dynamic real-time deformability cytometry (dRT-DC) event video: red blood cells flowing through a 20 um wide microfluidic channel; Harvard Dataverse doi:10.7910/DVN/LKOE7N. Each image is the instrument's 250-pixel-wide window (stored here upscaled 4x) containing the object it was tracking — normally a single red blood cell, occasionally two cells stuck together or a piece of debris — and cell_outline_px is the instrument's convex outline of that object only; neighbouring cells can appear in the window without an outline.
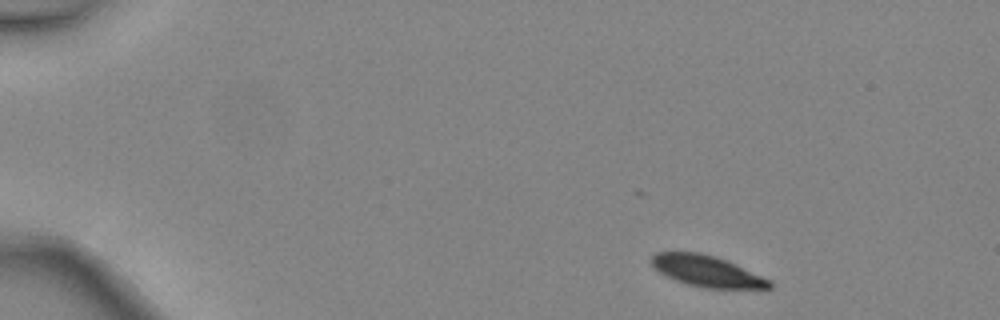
{"species": "common noctule bat (a hibernating species)", "species_latin": "Nyctalus noctula", "temperature_condition": "warm", "stored_images_in_passage": 3, "camera_frame_rate_fps": 3000, "um_per_image_px": 0.085, "animal": {"sex": "female", "body_mass_g": 24.6, "forearm_length_mm": 56.2}, "frame": {"image": 1, "passage_image": 1, "time_ms": 0.0, "image_size_px": [1000, 320], "cell_outline_px": [[772, 288], [704, 288], [688, 284], [676, 280], [652, 268], [648, 260], [656, 252], [700, 252], [716, 256], [772, 280]], "centroid_in_image_um": [60.05, 23.03], "position_along_channel_um": 24.9, "area_um2": 21.44}}
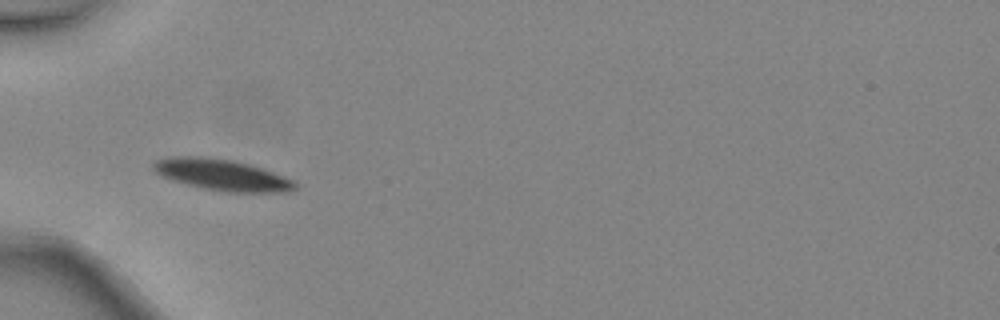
{"frame": {"image": 2, "passage_image": 3, "time_ms": 0.667, "image_size_px": [1000, 320], "cell_outline_px": [[296, 188], [288, 192], [228, 192], [204, 188], [172, 180], [160, 176], [152, 168], [152, 164], [156, 160], [168, 156], [208, 156], [232, 160], [252, 164], [264, 168], [284, 176], [292, 180], [296, 184]], "centroid_in_image_um": [18.85, 14.84], "position_along_channel_um": 66.1, "area_um2": 26.01}}